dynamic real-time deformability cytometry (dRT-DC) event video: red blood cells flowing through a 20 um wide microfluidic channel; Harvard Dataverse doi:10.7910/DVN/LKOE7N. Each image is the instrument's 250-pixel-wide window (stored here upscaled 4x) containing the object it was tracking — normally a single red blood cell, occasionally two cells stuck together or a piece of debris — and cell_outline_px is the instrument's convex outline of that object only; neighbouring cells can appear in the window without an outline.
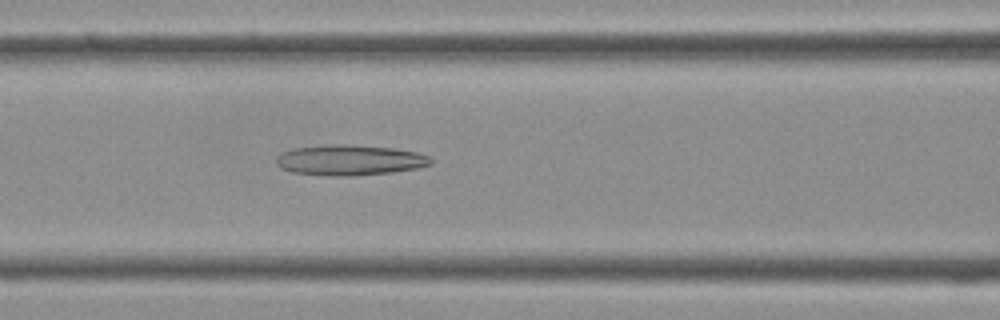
{"species": "Egyptian fruit bat (a non-hibernating species)", "species_latin": "Rousettus aegyptiacus", "temperature_condition": "cold", "stored_images_in_passage": 29, "camera_frame_rate_fps": 3000, "um_per_image_px": 0.085, "frame": {"image": 1, "passage_image": 8, "time_ms": 2.333, "image_size_px": [1000, 320], "cell_outline_px": [[432, 164], [416, 168], [392, 172], [356, 176], [332, 176], [292, 172], [280, 168], [276, 164], [276, 156], [292, 148], [332, 144], [344, 144], [392, 148], [416, 152], [432, 156]], "centroid_in_image_um": [29.72, 13.61], "position_along_channel_um": 136.9, "area_um2": 27.57}}
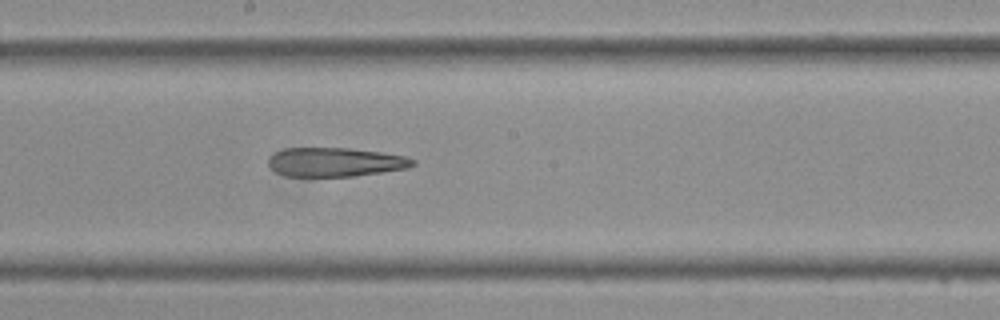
{"frame": {"image": 2, "passage_image": 13, "time_ms": 4.0, "image_size_px": [1000, 320], "cell_outline_px": [[416, 164], [408, 168], [352, 176], [284, 176], [276, 172], [268, 164], [268, 160], [276, 152], [284, 148], [348, 148], [380, 152], [404, 156], [416, 160]], "centroid_in_image_um": [28.5, 13.78], "position_along_channel_um": 219.7, "area_um2": 24.22}}
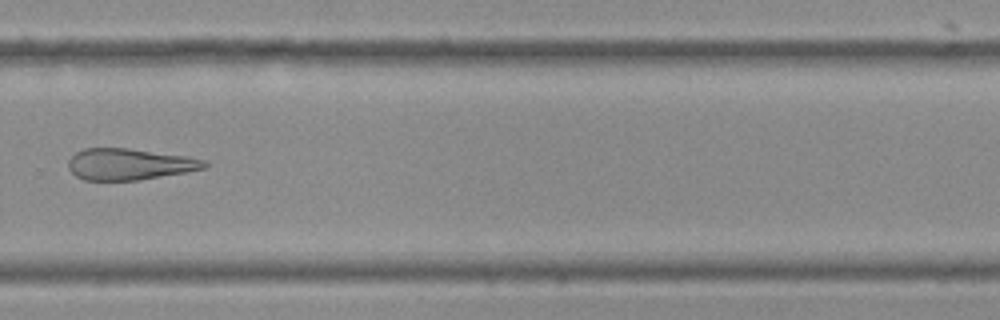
{"frame": {"image": 3, "passage_image": 19, "time_ms": 6.0, "image_size_px": [1000, 320], "cell_outline_px": [[208, 168], [188, 172], [140, 180], [84, 180], [76, 176], [68, 168], [68, 160], [76, 152], [84, 148], [128, 148], [188, 156], [204, 160], [208, 164]], "centroid_in_image_um": [11.03, 13.96], "position_along_channel_um": 318.8, "area_um2": 25.09}}